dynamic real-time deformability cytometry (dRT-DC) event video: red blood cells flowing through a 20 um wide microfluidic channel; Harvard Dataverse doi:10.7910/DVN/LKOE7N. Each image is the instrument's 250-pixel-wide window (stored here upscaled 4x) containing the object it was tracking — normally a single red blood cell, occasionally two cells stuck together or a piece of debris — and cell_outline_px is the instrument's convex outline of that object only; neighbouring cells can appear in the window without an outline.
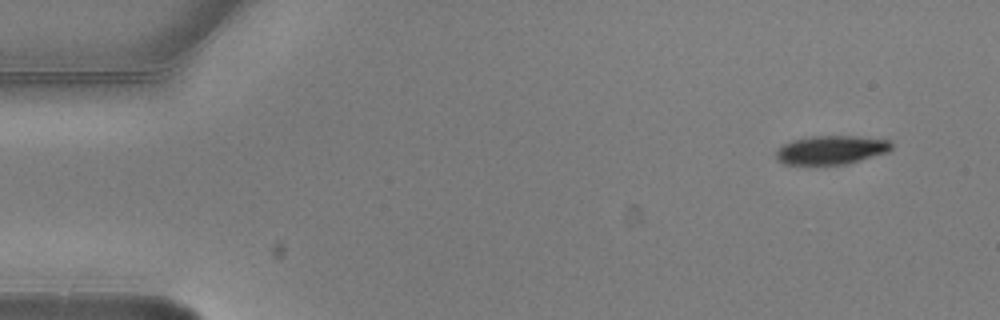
{"species": "common noctule bat (a hibernating species)", "species_latin": "Nyctalus noctula", "temperature_condition": "warm", "stored_images_in_passage": 6, "camera_frame_rate_fps": 3000, "um_per_image_px": 0.085, "animal": {"sex": "male", "body_mass_g": 20.5, "forearm_length_mm": 52.5}, "frame": {"image": 1, "passage_image": 1, "time_ms": 0.0, "image_size_px": [1000, 320], "cell_outline_px": [[892, 148], [888, 152], [848, 164], [784, 164], [776, 160], [776, 152], [784, 144], [792, 140], [812, 136], [852, 136], [888, 140], [892, 144]], "centroid_in_image_um": [70.65, 12.75], "position_along_channel_um": 14.4, "area_um2": 19.19}}
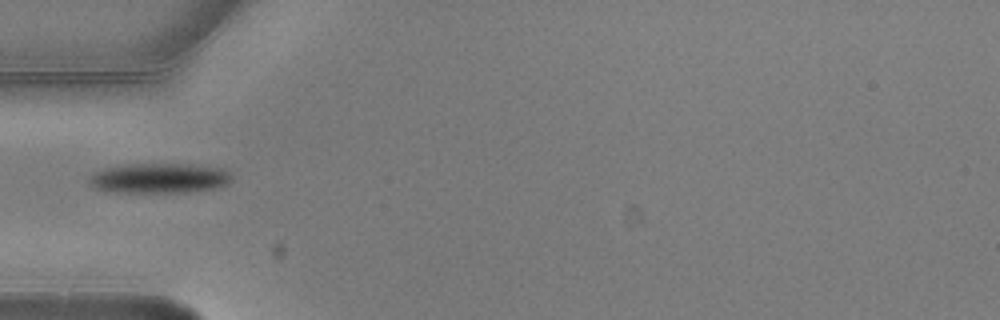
{"frame": {"image": 2, "passage_image": 5, "time_ms": 1.333, "image_size_px": [1000, 320], "cell_outline_px": [[232, 180], [228, 184], [216, 188], [188, 192], [108, 192], [92, 188], [88, 184], [88, 176], [92, 172], [104, 168], [120, 164], [188, 164], [224, 168], [232, 176]], "centroid_in_image_um": [13.47, 15.14], "position_along_channel_um": 71.5, "area_um2": 25.49}}
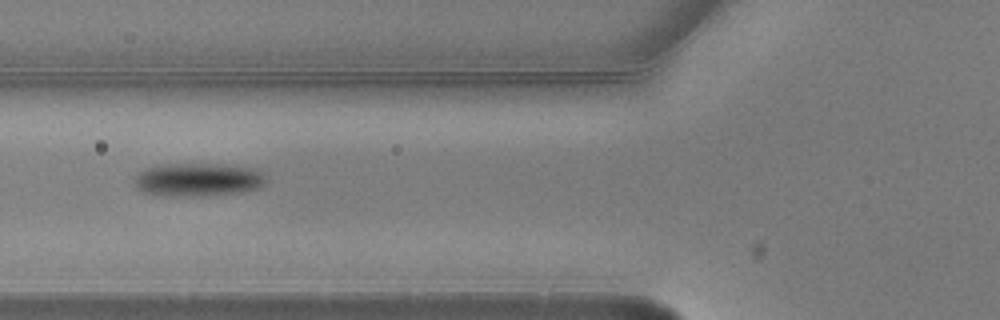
{"frame": {"image": 3, "passage_image": 6, "time_ms": 1.667, "image_size_px": [1000, 320], "cell_outline_px": [[268, 180], [260, 188], [244, 192], [200, 196], [164, 196], [144, 192], [136, 188], [136, 172], [144, 168], [168, 164], [224, 164], [256, 168]], "centroid_in_image_um": [16.86, 15.27], "position_along_channel_um": 108.9, "area_um2": 25.84}}